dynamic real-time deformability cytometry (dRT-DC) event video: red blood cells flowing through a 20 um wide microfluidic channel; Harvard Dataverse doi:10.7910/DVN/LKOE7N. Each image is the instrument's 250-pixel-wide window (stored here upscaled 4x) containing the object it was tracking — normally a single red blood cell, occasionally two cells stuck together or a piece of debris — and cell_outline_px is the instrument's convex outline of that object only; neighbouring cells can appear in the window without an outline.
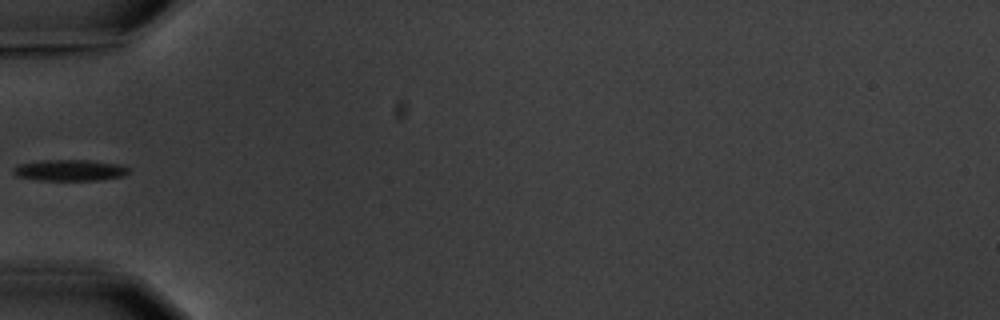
{"species": "common noctule bat (a hibernating species)", "species_latin": "Nyctalus noctula", "temperature_condition": "warm", "stored_images_in_passage": 8, "camera_frame_rate_fps": 3000, "um_per_image_px": 0.085, "animal": {"sex": "male", "body_mass_g": 20.1, "forearm_length_mm": 53.5}, "frame": {"image": 1, "passage_image": 6, "time_ms": 6.0, "image_size_px": [1000, 320], "cell_outline_px": [[128, 172], [124, 176], [100, 180], [36, 180], [16, 176], [12, 172], [12, 168], [16, 164], [44, 160], [88, 160], [116, 164], [128, 168]], "centroid_in_image_um": [5.85, 14.47], "position_along_channel_um": 79.1, "area_um2": 14.28}}